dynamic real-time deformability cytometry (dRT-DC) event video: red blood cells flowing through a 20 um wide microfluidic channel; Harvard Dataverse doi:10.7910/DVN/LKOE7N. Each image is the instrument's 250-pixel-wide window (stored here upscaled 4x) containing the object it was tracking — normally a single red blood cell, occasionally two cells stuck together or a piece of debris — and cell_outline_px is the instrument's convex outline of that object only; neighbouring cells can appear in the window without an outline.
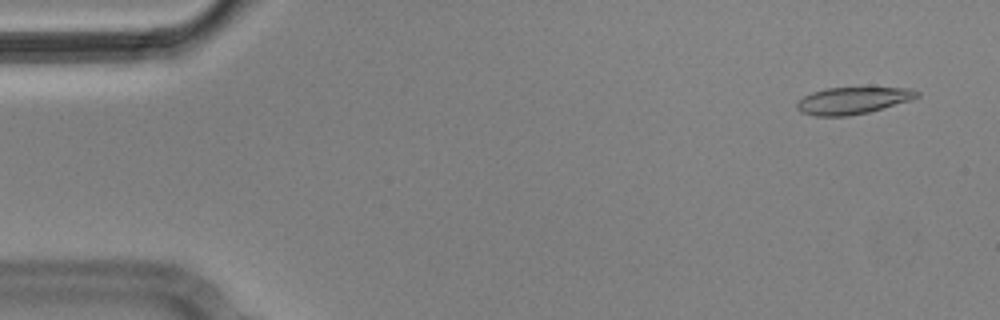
{"species": "Egyptian fruit bat (a non-hibernating species)", "species_latin": "Rousettus aegyptiacus", "temperature_condition": "cold", "stored_images_in_passage": 5, "camera_frame_rate_fps": 3000, "um_per_image_px": 0.085, "animal": {"sex": "male"}, "frame": {"image": 1, "passage_image": 1, "time_ms": 0.0, "image_size_px": [1000, 320], "cell_outline_px": [[920, 96], [908, 100], [868, 112], [848, 116], [816, 116], [800, 112], [796, 108], [796, 104], [804, 96], [812, 92], [828, 88], [912, 88], [920, 92]], "centroid_in_image_um": [72.45, 8.55], "position_along_channel_um": 12.5, "area_um2": 18.55}}
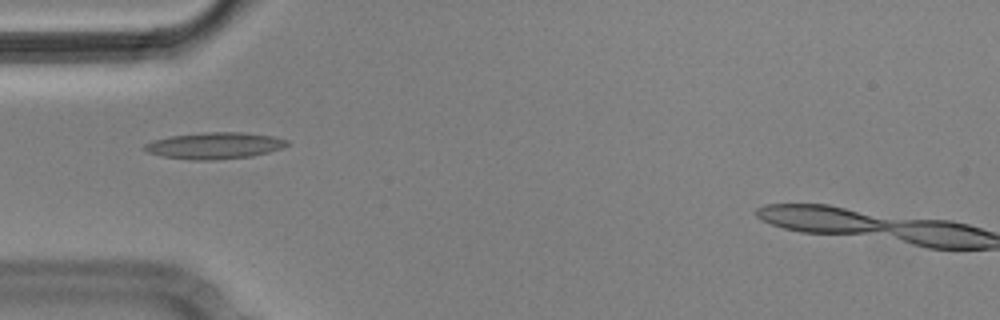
{"frame": {"image": 2, "passage_image": 5, "time_ms": 1.333, "image_size_px": [1000, 320], "cell_outline_px": [[288, 144], [280, 148], [268, 152], [252, 156], [216, 160], [192, 160], [164, 156], [148, 152], [140, 148], [144, 144], [152, 140], [172, 136], [204, 132], [244, 132], [272, 136], [288, 140]], "centroid_in_image_um": [18.21, 12.37], "position_along_channel_um": 66.8, "area_um2": 21.96}}